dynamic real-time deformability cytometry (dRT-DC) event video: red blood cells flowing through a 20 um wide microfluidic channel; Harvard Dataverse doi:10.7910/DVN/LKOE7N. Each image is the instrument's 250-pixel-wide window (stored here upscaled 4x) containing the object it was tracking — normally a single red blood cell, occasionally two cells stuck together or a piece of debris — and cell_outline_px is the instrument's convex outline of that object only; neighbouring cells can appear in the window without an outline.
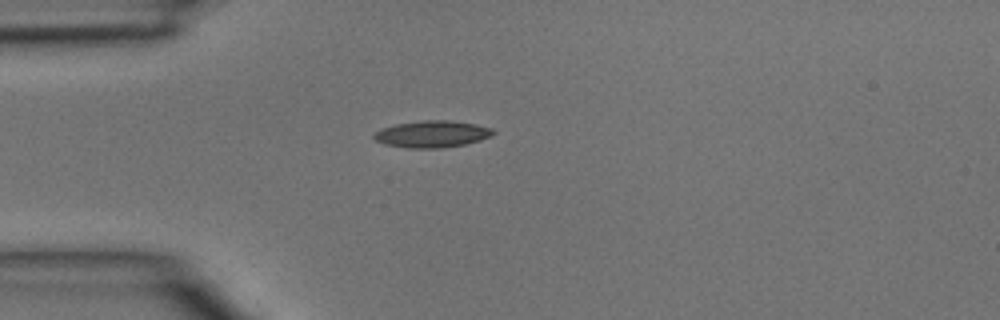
{"species": "common noctule bat (a hibernating species)", "species_latin": "Nyctalus noctula", "temperature_condition": "room temperature", "stored_images_in_passage": 33, "camera_frame_rate_fps": 3000, "um_per_image_px": 0.085, "animal": {"sex": "male", "body_mass_g": 15.6}, "frame": {"image": 1, "passage_image": 1, "time_ms": 0.0, "image_size_px": [1000, 320], "cell_outline_px": [[496, 132], [480, 140], [464, 144], [440, 148], [408, 148], [384, 144], [376, 140], [372, 136], [380, 128], [396, 124], [424, 120], [448, 120], [476, 124], [492, 128]], "centroid_in_image_um": [36.7, 11.39], "position_along_channel_um": 48.3, "area_um2": 18.5}}
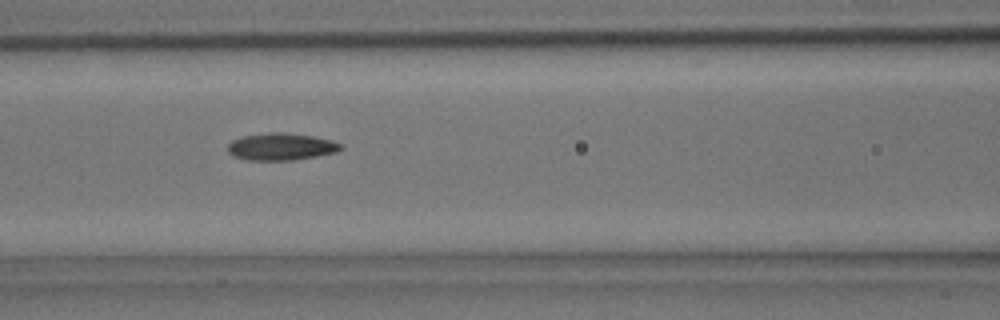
{"frame": {"image": 2, "passage_image": 8, "time_ms": 2.333, "image_size_px": [1000, 320], "cell_outline_px": [[344, 148], [336, 152], [316, 156], [292, 160], [248, 160], [236, 156], [228, 152], [228, 144], [232, 140], [240, 136], [272, 132], [280, 132], [312, 136], [332, 140], [344, 144]], "centroid_in_image_um": [23.92, 12.46], "position_along_channel_um": 142.7, "area_um2": 17.86}}
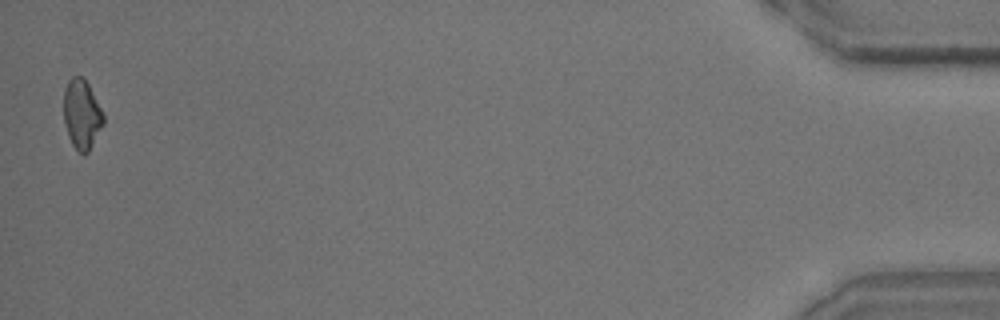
{"frame": {"image": 3, "passage_image": 33, "time_ms": 10.667, "image_size_px": [1000, 320], "cell_outline_px": [[104, 124], [88, 152], [84, 156], [72, 144], [68, 136], [64, 120], [64, 88], [68, 80], [72, 76], [84, 76], [104, 116]], "centroid_in_image_um": [6.94, 9.7], "position_along_channel_um": 428.3, "area_um2": 16.01}}